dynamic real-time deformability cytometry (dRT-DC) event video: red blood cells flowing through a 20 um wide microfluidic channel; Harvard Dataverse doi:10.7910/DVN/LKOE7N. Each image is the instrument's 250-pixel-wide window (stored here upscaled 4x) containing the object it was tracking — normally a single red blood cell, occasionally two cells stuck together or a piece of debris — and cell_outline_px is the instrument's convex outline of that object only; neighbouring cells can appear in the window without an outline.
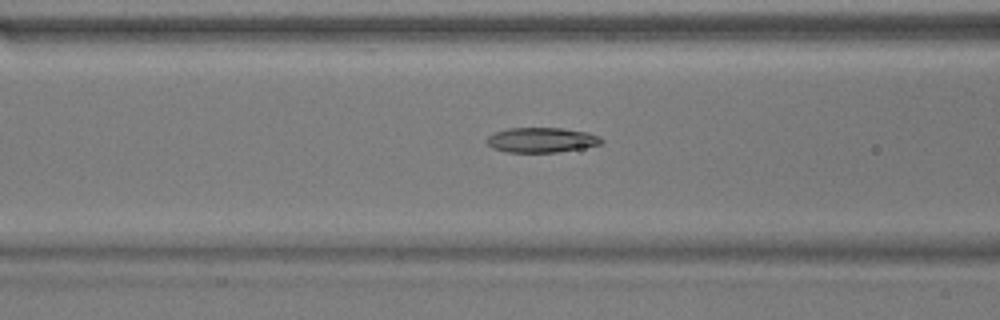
{"species": "common noctule bat (a hibernating species)", "species_latin": "Nyctalus noctula", "temperature_condition": "warm", "stored_images_in_passage": 53, "camera_frame_rate_fps": 3000, "um_per_image_px": 0.085, "animal": {"sex": "male", "body_mass_g": 17.9}, "frame": {"image": 1, "passage_image": 22, "time_ms": 7.0, "image_size_px": [1000, 320], "cell_outline_px": [[604, 140], [600, 144], [556, 152], [504, 152], [492, 148], [484, 140], [488, 136], [496, 132], [508, 128], [564, 128], [588, 132], [600, 136]], "centroid_in_image_um": [46.0, 11.89], "position_along_channel_um": 120.6, "area_um2": 16.65}}
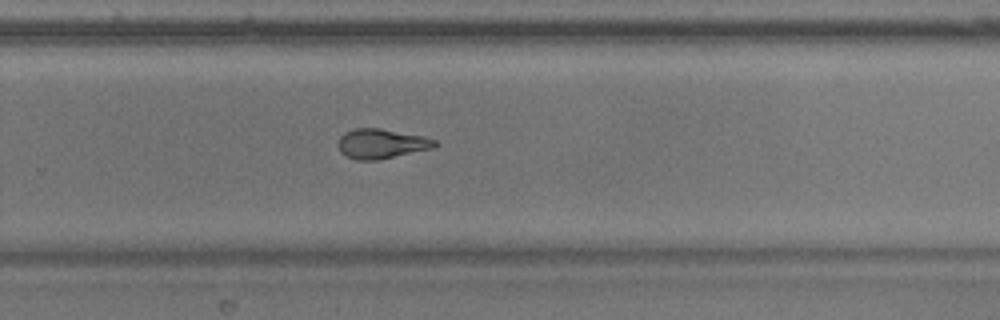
{"frame": {"image": 2, "passage_image": 36, "time_ms": 11.667, "image_size_px": [1000, 320], "cell_outline_px": [[436, 144], [432, 148], [380, 160], [356, 160], [344, 156], [340, 152], [336, 144], [340, 136], [344, 132], [356, 128], [380, 128], [424, 136], [436, 140]], "centroid_in_image_um": [32.36, 12.22], "position_along_channel_um": 297.4, "area_um2": 16.94}}
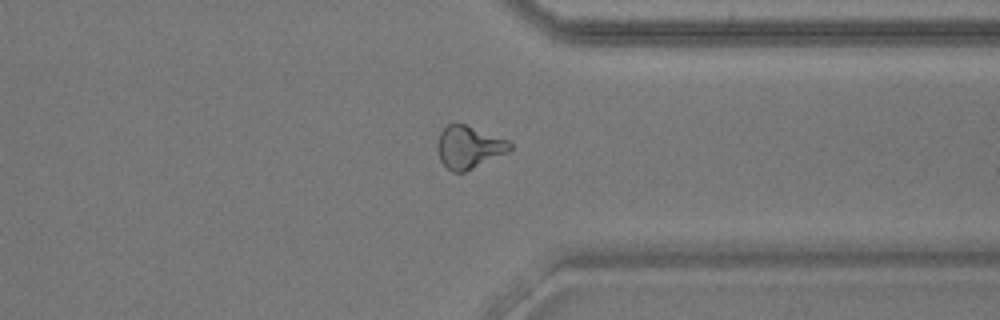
{"frame": {"image": 3, "passage_image": 42, "time_ms": 13.667, "image_size_px": [1000, 320], "cell_outline_px": [[512, 148], [508, 152], [464, 172], [452, 172], [440, 160], [436, 148], [436, 144], [440, 132], [448, 124], [464, 124], [508, 140], [512, 144]], "centroid_in_image_um": [39.83, 12.51], "position_along_channel_um": 371.6, "area_um2": 17.8}}